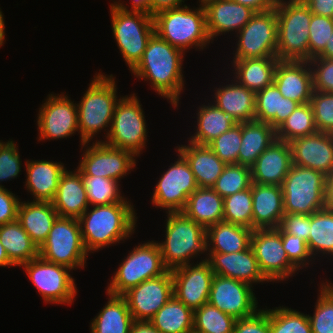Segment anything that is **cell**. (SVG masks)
<instances>
[{
    "label": "cell",
    "mask_w": 333,
    "mask_h": 333,
    "mask_svg": "<svg viewBox=\"0 0 333 333\" xmlns=\"http://www.w3.org/2000/svg\"><path fill=\"white\" fill-rule=\"evenodd\" d=\"M0 266L1 267H13L14 265L11 263V261L8 258V255L6 253L5 248L3 245L0 243Z\"/></svg>",
    "instance_id": "65"
},
{
    "label": "cell",
    "mask_w": 333,
    "mask_h": 333,
    "mask_svg": "<svg viewBox=\"0 0 333 333\" xmlns=\"http://www.w3.org/2000/svg\"><path fill=\"white\" fill-rule=\"evenodd\" d=\"M130 333H161L149 321H134Z\"/></svg>",
    "instance_id": "63"
},
{
    "label": "cell",
    "mask_w": 333,
    "mask_h": 333,
    "mask_svg": "<svg viewBox=\"0 0 333 333\" xmlns=\"http://www.w3.org/2000/svg\"><path fill=\"white\" fill-rule=\"evenodd\" d=\"M324 281L318 287L314 312L308 314L312 333H333V283L327 278Z\"/></svg>",
    "instance_id": "44"
},
{
    "label": "cell",
    "mask_w": 333,
    "mask_h": 333,
    "mask_svg": "<svg viewBox=\"0 0 333 333\" xmlns=\"http://www.w3.org/2000/svg\"><path fill=\"white\" fill-rule=\"evenodd\" d=\"M279 227L285 233L298 236L308 242L310 233V215L284 213Z\"/></svg>",
    "instance_id": "56"
},
{
    "label": "cell",
    "mask_w": 333,
    "mask_h": 333,
    "mask_svg": "<svg viewBox=\"0 0 333 333\" xmlns=\"http://www.w3.org/2000/svg\"><path fill=\"white\" fill-rule=\"evenodd\" d=\"M315 91L333 93V59L314 57L309 61Z\"/></svg>",
    "instance_id": "54"
},
{
    "label": "cell",
    "mask_w": 333,
    "mask_h": 333,
    "mask_svg": "<svg viewBox=\"0 0 333 333\" xmlns=\"http://www.w3.org/2000/svg\"><path fill=\"white\" fill-rule=\"evenodd\" d=\"M155 33L184 53L194 49L203 51L212 43L206 26L204 7L187 5L168 9L153 16ZM201 49V50H199Z\"/></svg>",
    "instance_id": "5"
},
{
    "label": "cell",
    "mask_w": 333,
    "mask_h": 333,
    "mask_svg": "<svg viewBox=\"0 0 333 333\" xmlns=\"http://www.w3.org/2000/svg\"><path fill=\"white\" fill-rule=\"evenodd\" d=\"M276 57L252 58L231 61L232 77L240 85L255 93L273 83L278 63Z\"/></svg>",
    "instance_id": "32"
},
{
    "label": "cell",
    "mask_w": 333,
    "mask_h": 333,
    "mask_svg": "<svg viewBox=\"0 0 333 333\" xmlns=\"http://www.w3.org/2000/svg\"><path fill=\"white\" fill-rule=\"evenodd\" d=\"M173 295V276L167 270L161 276L143 281L122 296L134 321H149Z\"/></svg>",
    "instance_id": "20"
},
{
    "label": "cell",
    "mask_w": 333,
    "mask_h": 333,
    "mask_svg": "<svg viewBox=\"0 0 333 333\" xmlns=\"http://www.w3.org/2000/svg\"><path fill=\"white\" fill-rule=\"evenodd\" d=\"M182 213L207 229L223 221V198L210 187H198L188 197Z\"/></svg>",
    "instance_id": "34"
},
{
    "label": "cell",
    "mask_w": 333,
    "mask_h": 333,
    "mask_svg": "<svg viewBox=\"0 0 333 333\" xmlns=\"http://www.w3.org/2000/svg\"><path fill=\"white\" fill-rule=\"evenodd\" d=\"M164 239L156 241L168 271L186 266L203 254L207 260L206 228L182 212L166 213ZM192 260V261H191Z\"/></svg>",
    "instance_id": "4"
},
{
    "label": "cell",
    "mask_w": 333,
    "mask_h": 333,
    "mask_svg": "<svg viewBox=\"0 0 333 333\" xmlns=\"http://www.w3.org/2000/svg\"><path fill=\"white\" fill-rule=\"evenodd\" d=\"M39 256L71 270L84 269L89 255L83 243L78 219L58 216L47 239L39 247Z\"/></svg>",
    "instance_id": "10"
},
{
    "label": "cell",
    "mask_w": 333,
    "mask_h": 333,
    "mask_svg": "<svg viewBox=\"0 0 333 333\" xmlns=\"http://www.w3.org/2000/svg\"><path fill=\"white\" fill-rule=\"evenodd\" d=\"M185 53L154 33L148 40L141 60L131 70L139 80L149 82L151 88L178 109L184 91L183 71Z\"/></svg>",
    "instance_id": "1"
},
{
    "label": "cell",
    "mask_w": 333,
    "mask_h": 333,
    "mask_svg": "<svg viewBox=\"0 0 333 333\" xmlns=\"http://www.w3.org/2000/svg\"><path fill=\"white\" fill-rule=\"evenodd\" d=\"M317 58H332L333 59V32L326 44L324 50L317 56Z\"/></svg>",
    "instance_id": "64"
},
{
    "label": "cell",
    "mask_w": 333,
    "mask_h": 333,
    "mask_svg": "<svg viewBox=\"0 0 333 333\" xmlns=\"http://www.w3.org/2000/svg\"><path fill=\"white\" fill-rule=\"evenodd\" d=\"M317 132L310 103L299 104L288 118L276 129L277 140L291 141Z\"/></svg>",
    "instance_id": "42"
},
{
    "label": "cell",
    "mask_w": 333,
    "mask_h": 333,
    "mask_svg": "<svg viewBox=\"0 0 333 333\" xmlns=\"http://www.w3.org/2000/svg\"><path fill=\"white\" fill-rule=\"evenodd\" d=\"M292 164L290 144L275 140L250 167L252 182L282 186Z\"/></svg>",
    "instance_id": "25"
},
{
    "label": "cell",
    "mask_w": 333,
    "mask_h": 333,
    "mask_svg": "<svg viewBox=\"0 0 333 333\" xmlns=\"http://www.w3.org/2000/svg\"><path fill=\"white\" fill-rule=\"evenodd\" d=\"M242 140V123H236L229 130L211 141L207 146L226 165L237 164Z\"/></svg>",
    "instance_id": "49"
},
{
    "label": "cell",
    "mask_w": 333,
    "mask_h": 333,
    "mask_svg": "<svg viewBox=\"0 0 333 333\" xmlns=\"http://www.w3.org/2000/svg\"><path fill=\"white\" fill-rule=\"evenodd\" d=\"M206 104L197 108L195 133L188 138V141L198 145H208L236 124L233 118L217 108L212 101Z\"/></svg>",
    "instance_id": "38"
},
{
    "label": "cell",
    "mask_w": 333,
    "mask_h": 333,
    "mask_svg": "<svg viewBox=\"0 0 333 333\" xmlns=\"http://www.w3.org/2000/svg\"><path fill=\"white\" fill-rule=\"evenodd\" d=\"M275 140L276 130L269 123L257 120L242 123V140L237 164L251 167Z\"/></svg>",
    "instance_id": "37"
},
{
    "label": "cell",
    "mask_w": 333,
    "mask_h": 333,
    "mask_svg": "<svg viewBox=\"0 0 333 333\" xmlns=\"http://www.w3.org/2000/svg\"><path fill=\"white\" fill-rule=\"evenodd\" d=\"M324 208L333 211V173L326 176Z\"/></svg>",
    "instance_id": "62"
},
{
    "label": "cell",
    "mask_w": 333,
    "mask_h": 333,
    "mask_svg": "<svg viewBox=\"0 0 333 333\" xmlns=\"http://www.w3.org/2000/svg\"><path fill=\"white\" fill-rule=\"evenodd\" d=\"M0 243L15 267H21L39 256L38 246L17 220L0 225Z\"/></svg>",
    "instance_id": "39"
},
{
    "label": "cell",
    "mask_w": 333,
    "mask_h": 333,
    "mask_svg": "<svg viewBox=\"0 0 333 333\" xmlns=\"http://www.w3.org/2000/svg\"><path fill=\"white\" fill-rule=\"evenodd\" d=\"M298 105V102L285 98L272 83L256 92L255 120L269 123L276 130Z\"/></svg>",
    "instance_id": "35"
},
{
    "label": "cell",
    "mask_w": 333,
    "mask_h": 333,
    "mask_svg": "<svg viewBox=\"0 0 333 333\" xmlns=\"http://www.w3.org/2000/svg\"><path fill=\"white\" fill-rule=\"evenodd\" d=\"M315 15L333 19V0H302Z\"/></svg>",
    "instance_id": "58"
},
{
    "label": "cell",
    "mask_w": 333,
    "mask_h": 333,
    "mask_svg": "<svg viewBox=\"0 0 333 333\" xmlns=\"http://www.w3.org/2000/svg\"><path fill=\"white\" fill-rule=\"evenodd\" d=\"M292 163L324 175L333 173V134L317 131L290 143Z\"/></svg>",
    "instance_id": "21"
},
{
    "label": "cell",
    "mask_w": 333,
    "mask_h": 333,
    "mask_svg": "<svg viewBox=\"0 0 333 333\" xmlns=\"http://www.w3.org/2000/svg\"><path fill=\"white\" fill-rule=\"evenodd\" d=\"M253 289L245 282L214 275L208 303L235 319L249 317L260 309Z\"/></svg>",
    "instance_id": "18"
},
{
    "label": "cell",
    "mask_w": 333,
    "mask_h": 333,
    "mask_svg": "<svg viewBox=\"0 0 333 333\" xmlns=\"http://www.w3.org/2000/svg\"><path fill=\"white\" fill-rule=\"evenodd\" d=\"M19 153L14 140L0 142V188H6L2 185L3 181L17 179L21 175L22 159Z\"/></svg>",
    "instance_id": "52"
},
{
    "label": "cell",
    "mask_w": 333,
    "mask_h": 333,
    "mask_svg": "<svg viewBox=\"0 0 333 333\" xmlns=\"http://www.w3.org/2000/svg\"><path fill=\"white\" fill-rule=\"evenodd\" d=\"M190 333H199V332H196V331L192 330Z\"/></svg>",
    "instance_id": "68"
},
{
    "label": "cell",
    "mask_w": 333,
    "mask_h": 333,
    "mask_svg": "<svg viewBox=\"0 0 333 333\" xmlns=\"http://www.w3.org/2000/svg\"><path fill=\"white\" fill-rule=\"evenodd\" d=\"M167 271L160 248L155 240L133 247L111 277L106 292L123 295L143 281L163 275Z\"/></svg>",
    "instance_id": "9"
},
{
    "label": "cell",
    "mask_w": 333,
    "mask_h": 333,
    "mask_svg": "<svg viewBox=\"0 0 333 333\" xmlns=\"http://www.w3.org/2000/svg\"><path fill=\"white\" fill-rule=\"evenodd\" d=\"M213 1V0H198L197 2H199L198 5L204 6L206 3Z\"/></svg>",
    "instance_id": "67"
},
{
    "label": "cell",
    "mask_w": 333,
    "mask_h": 333,
    "mask_svg": "<svg viewBox=\"0 0 333 333\" xmlns=\"http://www.w3.org/2000/svg\"><path fill=\"white\" fill-rule=\"evenodd\" d=\"M203 7L207 31L212 43L217 36L237 34L256 13L233 0H213Z\"/></svg>",
    "instance_id": "23"
},
{
    "label": "cell",
    "mask_w": 333,
    "mask_h": 333,
    "mask_svg": "<svg viewBox=\"0 0 333 333\" xmlns=\"http://www.w3.org/2000/svg\"><path fill=\"white\" fill-rule=\"evenodd\" d=\"M215 87L212 92V103L227 115H229L236 123H245L255 120V98L256 93L240 85L231 77V81ZM229 81L231 82L229 84Z\"/></svg>",
    "instance_id": "27"
},
{
    "label": "cell",
    "mask_w": 333,
    "mask_h": 333,
    "mask_svg": "<svg viewBox=\"0 0 333 333\" xmlns=\"http://www.w3.org/2000/svg\"><path fill=\"white\" fill-rule=\"evenodd\" d=\"M309 232L307 245L313 259L323 255L333 259V211L323 208L311 214Z\"/></svg>",
    "instance_id": "41"
},
{
    "label": "cell",
    "mask_w": 333,
    "mask_h": 333,
    "mask_svg": "<svg viewBox=\"0 0 333 333\" xmlns=\"http://www.w3.org/2000/svg\"><path fill=\"white\" fill-rule=\"evenodd\" d=\"M4 14H3V12L1 11V8H0V47L1 46H3L5 43V41H6V37H5V30H6V28H5V20H4Z\"/></svg>",
    "instance_id": "66"
},
{
    "label": "cell",
    "mask_w": 333,
    "mask_h": 333,
    "mask_svg": "<svg viewBox=\"0 0 333 333\" xmlns=\"http://www.w3.org/2000/svg\"><path fill=\"white\" fill-rule=\"evenodd\" d=\"M25 187L33 201L51 202L57 192L59 179L66 170L64 163L51 160H25Z\"/></svg>",
    "instance_id": "28"
},
{
    "label": "cell",
    "mask_w": 333,
    "mask_h": 333,
    "mask_svg": "<svg viewBox=\"0 0 333 333\" xmlns=\"http://www.w3.org/2000/svg\"><path fill=\"white\" fill-rule=\"evenodd\" d=\"M69 98L64 92L47 95L37 114L38 142L79 134L77 104Z\"/></svg>",
    "instance_id": "17"
},
{
    "label": "cell",
    "mask_w": 333,
    "mask_h": 333,
    "mask_svg": "<svg viewBox=\"0 0 333 333\" xmlns=\"http://www.w3.org/2000/svg\"><path fill=\"white\" fill-rule=\"evenodd\" d=\"M236 319L209 303L194 310L193 330L199 333H233Z\"/></svg>",
    "instance_id": "45"
},
{
    "label": "cell",
    "mask_w": 333,
    "mask_h": 333,
    "mask_svg": "<svg viewBox=\"0 0 333 333\" xmlns=\"http://www.w3.org/2000/svg\"><path fill=\"white\" fill-rule=\"evenodd\" d=\"M112 34L131 71L141 60L148 40L155 33L154 19L144 12L124 11L110 4Z\"/></svg>",
    "instance_id": "8"
},
{
    "label": "cell",
    "mask_w": 333,
    "mask_h": 333,
    "mask_svg": "<svg viewBox=\"0 0 333 333\" xmlns=\"http://www.w3.org/2000/svg\"><path fill=\"white\" fill-rule=\"evenodd\" d=\"M175 151L178 158L163 171L151 194L153 207L166 213L182 212L188 197L198 188L189 163L179 151Z\"/></svg>",
    "instance_id": "14"
},
{
    "label": "cell",
    "mask_w": 333,
    "mask_h": 333,
    "mask_svg": "<svg viewBox=\"0 0 333 333\" xmlns=\"http://www.w3.org/2000/svg\"><path fill=\"white\" fill-rule=\"evenodd\" d=\"M310 104L317 131L333 134V93L314 90Z\"/></svg>",
    "instance_id": "50"
},
{
    "label": "cell",
    "mask_w": 333,
    "mask_h": 333,
    "mask_svg": "<svg viewBox=\"0 0 333 333\" xmlns=\"http://www.w3.org/2000/svg\"><path fill=\"white\" fill-rule=\"evenodd\" d=\"M223 221L252 229L251 187L223 198Z\"/></svg>",
    "instance_id": "47"
},
{
    "label": "cell",
    "mask_w": 333,
    "mask_h": 333,
    "mask_svg": "<svg viewBox=\"0 0 333 333\" xmlns=\"http://www.w3.org/2000/svg\"><path fill=\"white\" fill-rule=\"evenodd\" d=\"M271 333H312L308 315L287 306L270 309Z\"/></svg>",
    "instance_id": "46"
},
{
    "label": "cell",
    "mask_w": 333,
    "mask_h": 333,
    "mask_svg": "<svg viewBox=\"0 0 333 333\" xmlns=\"http://www.w3.org/2000/svg\"><path fill=\"white\" fill-rule=\"evenodd\" d=\"M283 248L287 253L289 261L300 271L311 267L315 262L310 254L307 242L298 236L285 233L281 229Z\"/></svg>",
    "instance_id": "53"
},
{
    "label": "cell",
    "mask_w": 333,
    "mask_h": 333,
    "mask_svg": "<svg viewBox=\"0 0 333 333\" xmlns=\"http://www.w3.org/2000/svg\"><path fill=\"white\" fill-rule=\"evenodd\" d=\"M276 58L309 62V27L312 13L302 0H278Z\"/></svg>",
    "instance_id": "6"
},
{
    "label": "cell",
    "mask_w": 333,
    "mask_h": 333,
    "mask_svg": "<svg viewBox=\"0 0 333 333\" xmlns=\"http://www.w3.org/2000/svg\"><path fill=\"white\" fill-rule=\"evenodd\" d=\"M21 266L45 303L72 305L75 301L78 289L70 268L45 261L40 256Z\"/></svg>",
    "instance_id": "12"
},
{
    "label": "cell",
    "mask_w": 333,
    "mask_h": 333,
    "mask_svg": "<svg viewBox=\"0 0 333 333\" xmlns=\"http://www.w3.org/2000/svg\"><path fill=\"white\" fill-rule=\"evenodd\" d=\"M21 199L12 191L0 188V225L17 220Z\"/></svg>",
    "instance_id": "57"
},
{
    "label": "cell",
    "mask_w": 333,
    "mask_h": 333,
    "mask_svg": "<svg viewBox=\"0 0 333 333\" xmlns=\"http://www.w3.org/2000/svg\"><path fill=\"white\" fill-rule=\"evenodd\" d=\"M253 229L229 223L218 222L206 229L207 252L234 253L251 245Z\"/></svg>",
    "instance_id": "33"
},
{
    "label": "cell",
    "mask_w": 333,
    "mask_h": 333,
    "mask_svg": "<svg viewBox=\"0 0 333 333\" xmlns=\"http://www.w3.org/2000/svg\"><path fill=\"white\" fill-rule=\"evenodd\" d=\"M130 1H131L130 9L128 7L129 5L124 3V1L114 0L113 3L124 11L144 12L146 14H150L151 0H130Z\"/></svg>",
    "instance_id": "61"
},
{
    "label": "cell",
    "mask_w": 333,
    "mask_h": 333,
    "mask_svg": "<svg viewBox=\"0 0 333 333\" xmlns=\"http://www.w3.org/2000/svg\"><path fill=\"white\" fill-rule=\"evenodd\" d=\"M81 148L83 154L76 168L82 175L101 176L121 182V178L136 168L137 157L129 151L113 148L103 142H92L91 145L83 143Z\"/></svg>",
    "instance_id": "16"
},
{
    "label": "cell",
    "mask_w": 333,
    "mask_h": 333,
    "mask_svg": "<svg viewBox=\"0 0 333 333\" xmlns=\"http://www.w3.org/2000/svg\"><path fill=\"white\" fill-rule=\"evenodd\" d=\"M173 276V294L185 306L193 311L208 303L214 272L207 260L171 271Z\"/></svg>",
    "instance_id": "19"
},
{
    "label": "cell",
    "mask_w": 333,
    "mask_h": 333,
    "mask_svg": "<svg viewBox=\"0 0 333 333\" xmlns=\"http://www.w3.org/2000/svg\"><path fill=\"white\" fill-rule=\"evenodd\" d=\"M243 6L249 7L256 13L267 12L273 10L278 0H233Z\"/></svg>",
    "instance_id": "59"
},
{
    "label": "cell",
    "mask_w": 333,
    "mask_h": 333,
    "mask_svg": "<svg viewBox=\"0 0 333 333\" xmlns=\"http://www.w3.org/2000/svg\"><path fill=\"white\" fill-rule=\"evenodd\" d=\"M142 107L135 93L120 97L107 138L99 139V142L139 157L148 142L146 116Z\"/></svg>",
    "instance_id": "7"
},
{
    "label": "cell",
    "mask_w": 333,
    "mask_h": 333,
    "mask_svg": "<svg viewBox=\"0 0 333 333\" xmlns=\"http://www.w3.org/2000/svg\"><path fill=\"white\" fill-rule=\"evenodd\" d=\"M326 175L292 164L282 190L284 213L311 215L324 208Z\"/></svg>",
    "instance_id": "11"
},
{
    "label": "cell",
    "mask_w": 333,
    "mask_h": 333,
    "mask_svg": "<svg viewBox=\"0 0 333 333\" xmlns=\"http://www.w3.org/2000/svg\"><path fill=\"white\" fill-rule=\"evenodd\" d=\"M92 79L82 99L77 103L80 145L91 143L93 139V142H99L94 137L101 131L106 133L104 137L107 138L114 109L119 97H122L117 96L116 78L112 74L105 75L101 71L95 73Z\"/></svg>",
    "instance_id": "3"
},
{
    "label": "cell",
    "mask_w": 333,
    "mask_h": 333,
    "mask_svg": "<svg viewBox=\"0 0 333 333\" xmlns=\"http://www.w3.org/2000/svg\"><path fill=\"white\" fill-rule=\"evenodd\" d=\"M309 61L317 57L329 42L333 32V19L312 14L309 27Z\"/></svg>",
    "instance_id": "51"
},
{
    "label": "cell",
    "mask_w": 333,
    "mask_h": 333,
    "mask_svg": "<svg viewBox=\"0 0 333 333\" xmlns=\"http://www.w3.org/2000/svg\"><path fill=\"white\" fill-rule=\"evenodd\" d=\"M58 213L49 201H21L17 221L38 248L47 239Z\"/></svg>",
    "instance_id": "31"
},
{
    "label": "cell",
    "mask_w": 333,
    "mask_h": 333,
    "mask_svg": "<svg viewBox=\"0 0 333 333\" xmlns=\"http://www.w3.org/2000/svg\"><path fill=\"white\" fill-rule=\"evenodd\" d=\"M273 83L285 98L299 104L310 103L314 88L312 70L308 61L279 60Z\"/></svg>",
    "instance_id": "24"
},
{
    "label": "cell",
    "mask_w": 333,
    "mask_h": 333,
    "mask_svg": "<svg viewBox=\"0 0 333 333\" xmlns=\"http://www.w3.org/2000/svg\"><path fill=\"white\" fill-rule=\"evenodd\" d=\"M108 301L91 320L90 333H130L133 316L121 295L106 292Z\"/></svg>",
    "instance_id": "36"
},
{
    "label": "cell",
    "mask_w": 333,
    "mask_h": 333,
    "mask_svg": "<svg viewBox=\"0 0 333 333\" xmlns=\"http://www.w3.org/2000/svg\"><path fill=\"white\" fill-rule=\"evenodd\" d=\"M251 169L240 164H228L212 189L222 198L251 187Z\"/></svg>",
    "instance_id": "48"
},
{
    "label": "cell",
    "mask_w": 333,
    "mask_h": 333,
    "mask_svg": "<svg viewBox=\"0 0 333 333\" xmlns=\"http://www.w3.org/2000/svg\"><path fill=\"white\" fill-rule=\"evenodd\" d=\"M194 311L174 295L149 322L161 333H190L193 330Z\"/></svg>",
    "instance_id": "40"
},
{
    "label": "cell",
    "mask_w": 333,
    "mask_h": 333,
    "mask_svg": "<svg viewBox=\"0 0 333 333\" xmlns=\"http://www.w3.org/2000/svg\"><path fill=\"white\" fill-rule=\"evenodd\" d=\"M207 261L214 275L242 281L252 287L260 283H269L259 269L251 245L243 251L234 253L207 252Z\"/></svg>",
    "instance_id": "22"
},
{
    "label": "cell",
    "mask_w": 333,
    "mask_h": 333,
    "mask_svg": "<svg viewBox=\"0 0 333 333\" xmlns=\"http://www.w3.org/2000/svg\"><path fill=\"white\" fill-rule=\"evenodd\" d=\"M185 1L186 0H151L150 1V15L155 16L159 12L184 6V5H186V4H184Z\"/></svg>",
    "instance_id": "60"
},
{
    "label": "cell",
    "mask_w": 333,
    "mask_h": 333,
    "mask_svg": "<svg viewBox=\"0 0 333 333\" xmlns=\"http://www.w3.org/2000/svg\"><path fill=\"white\" fill-rule=\"evenodd\" d=\"M89 206L115 204L130 201L122 194L120 182L93 175H82Z\"/></svg>",
    "instance_id": "43"
},
{
    "label": "cell",
    "mask_w": 333,
    "mask_h": 333,
    "mask_svg": "<svg viewBox=\"0 0 333 333\" xmlns=\"http://www.w3.org/2000/svg\"><path fill=\"white\" fill-rule=\"evenodd\" d=\"M283 215L282 186L252 182V229L278 228Z\"/></svg>",
    "instance_id": "26"
},
{
    "label": "cell",
    "mask_w": 333,
    "mask_h": 333,
    "mask_svg": "<svg viewBox=\"0 0 333 333\" xmlns=\"http://www.w3.org/2000/svg\"><path fill=\"white\" fill-rule=\"evenodd\" d=\"M175 147L190 165L198 187H210L222 174L226 164L207 146L190 141Z\"/></svg>",
    "instance_id": "30"
},
{
    "label": "cell",
    "mask_w": 333,
    "mask_h": 333,
    "mask_svg": "<svg viewBox=\"0 0 333 333\" xmlns=\"http://www.w3.org/2000/svg\"><path fill=\"white\" fill-rule=\"evenodd\" d=\"M251 247L261 273L269 282L274 284L288 281L287 279L300 272L289 261L283 248L280 227L254 229L251 234Z\"/></svg>",
    "instance_id": "15"
},
{
    "label": "cell",
    "mask_w": 333,
    "mask_h": 333,
    "mask_svg": "<svg viewBox=\"0 0 333 333\" xmlns=\"http://www.w3.org/2000/svg\"><path fill=\"white\" fill-rule=\"evenodd\" d=\"M89 207L78 219L88 253L120 244V241L124 242L135 233L138 217L132 202L121 201Z\"/></svg>",
    "instance_id": "2"
},
{
    "label": "cell",
    "mask_w": 333,
    "mask_h": 333,
    "mask_svg": "<svg viewBox=\"0 0 333 333\" xmlns=\"http://www.w3.org/2000/svg\"><path fill=\"white\" fill-rule=\"evenodd\" d=\"M278 22L275 8L255 15L236 34L232 61L276 57Z\"/></svg>",
    "instance_id": "13"
},
{
    "label": "cell",
    "mask_w": 333,
    "mask_h": 333,
    "mask_svg": "<svg viewBox=\"0 0 333 333\" xmlns=\"http://www.w3.org/2000/svg\"><path fill=\"white\" fill-rule=\"evenodd\" d=\"M51 203L59 217L75 219H79L89 207L82 173L77 168L73 171L66 168L62 173Z\"/></svg>",
    "instance_id": "29"
},
{
    "label": "cell",
    "mask_w": 333,
    "mask_h": 333,
    "mask_svg": "<svg viewBox=\"0 0 333 333\" xmlns=\"http://www.w3.org/2000/svg\"><path fill=\"white\" fill-rule=\"evenodd\" d=\"M233 333H271L270 309L260 308L249 317L236 319Z\"/></svg>",
    "instance_id": "55"
}]
</instances>
